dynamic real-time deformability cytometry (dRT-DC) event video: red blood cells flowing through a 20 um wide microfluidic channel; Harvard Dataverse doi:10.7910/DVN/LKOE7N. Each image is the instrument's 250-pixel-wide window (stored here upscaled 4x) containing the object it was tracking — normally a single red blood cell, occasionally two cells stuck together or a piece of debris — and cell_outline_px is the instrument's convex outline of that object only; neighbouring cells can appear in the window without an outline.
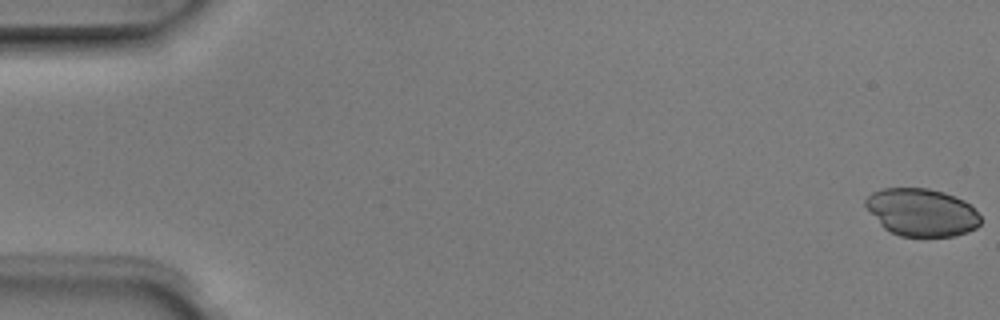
{"species": "Egyptian fruit bat (a non-hibernating species)", "species_latin": "Rousettus aegyptiacus", "temperature_condition": "room temperature", "stored_images_in_passage": 5, "segment_of_instrument_passage": [1, 2], "camera_frame_rate_fps": 3000, "um_per_image_px": 0.085, "animal": {"sex": "male"}, "frame": {"image": 1, "passage_image": 1, "time_ms": 0.0, "image_size_px": [1000, 320], "cell_outline_px": [[980, 224], [976, 228], [968, 232], [952, 236], [900, 236], [884, 228], [880, 224], [864, 204], [864, 200], [872, 192], [884, 188], [928, 188], [944, 192], [964, 200], [980, 216]], "centroid_in_image_um": [78.33, 18.04], "position_along_channel_um": 6.7, "area_um2": 31.73}}